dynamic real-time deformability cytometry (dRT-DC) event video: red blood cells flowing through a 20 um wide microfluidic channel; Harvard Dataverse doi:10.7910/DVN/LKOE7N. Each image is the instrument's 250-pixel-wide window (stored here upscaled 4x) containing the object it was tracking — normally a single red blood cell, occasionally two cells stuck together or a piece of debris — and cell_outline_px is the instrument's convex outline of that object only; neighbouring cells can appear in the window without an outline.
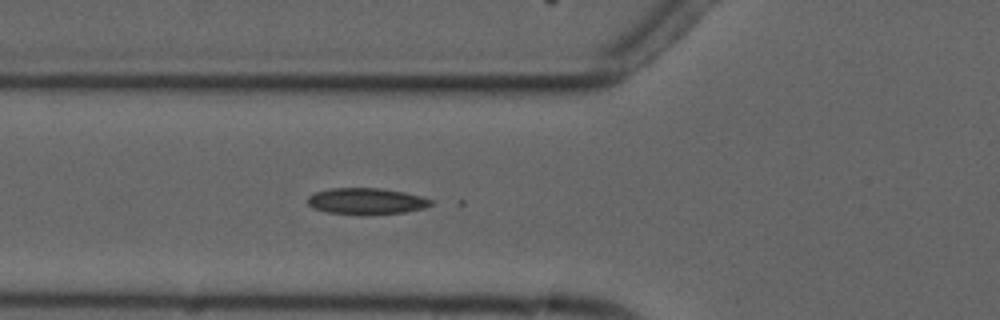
{"species": "common noctule bat (a hibernating species)", "species_latin": "Nyctalus noctula", "temperature_condition": "cold", "stored_images_in_passage": 3, "camera_frame_rate_fps": 3000, "um_per_image_px": 0.085, "animal": {"sex": "male", "forearm_length_mm": 52.5}, "frame": {"image": 1, "passage_image": 3, "time_ms": 2.333, "image_size_px": [1000, 320], "cell_outline_px": [[436, 200], [432, 204], [424, 208], [404, 212], [360, 216], [328, 212], [312, 208], [308, 204], [308, 196], [316, 192], [332, 188], [380, 188], [404, 192]], "centroid_in_image_um": [31.15, 17.11], "position_along_channel_um": 94.6, "area_um2": 19.19}}